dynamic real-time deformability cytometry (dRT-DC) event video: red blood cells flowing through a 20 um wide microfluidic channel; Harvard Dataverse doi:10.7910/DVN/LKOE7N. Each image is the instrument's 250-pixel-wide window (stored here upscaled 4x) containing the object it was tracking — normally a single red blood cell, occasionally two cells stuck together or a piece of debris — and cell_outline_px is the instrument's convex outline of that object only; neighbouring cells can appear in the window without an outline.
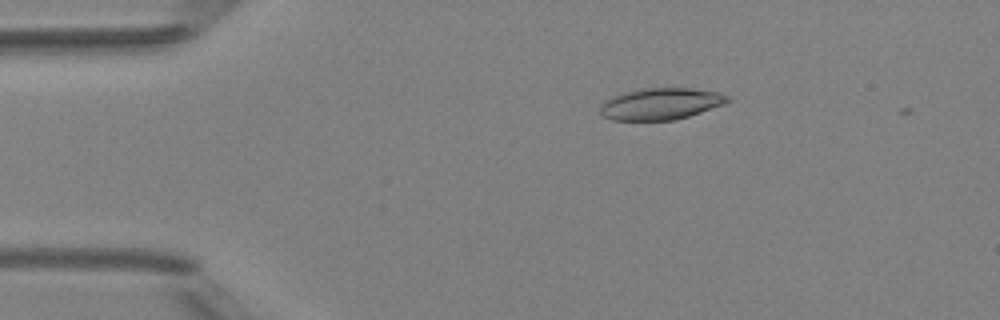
{"species": "Egyptian fruit bat (a non-hibernating species)", "species_latin": "Rousettus aegyptiacus", "temperature_condition": "room temperature", "stored_images_in_passage": 4, "camera_frame_rate_fps": 3000, "um_per_image_px": 0.085, "animal": {"sex": "female"}, "frame": {"image": 1, "passage_image": 3, "time_ms": 2.333, "image_size_px": [1000, 320], "cell_outline_px": [[732, 100], [724, 104], [676, 120], [612, 120], [604, 116], [600, 112], [600, 104], [604, 100], [612, 96], [624, 92], [640, 88], [692, 88], [720, 92], [732, 96]], "centroid_in_image_um": [56.18, 8.81], "position_along_channel_um": 28.8, "area_um2": 23.76}}